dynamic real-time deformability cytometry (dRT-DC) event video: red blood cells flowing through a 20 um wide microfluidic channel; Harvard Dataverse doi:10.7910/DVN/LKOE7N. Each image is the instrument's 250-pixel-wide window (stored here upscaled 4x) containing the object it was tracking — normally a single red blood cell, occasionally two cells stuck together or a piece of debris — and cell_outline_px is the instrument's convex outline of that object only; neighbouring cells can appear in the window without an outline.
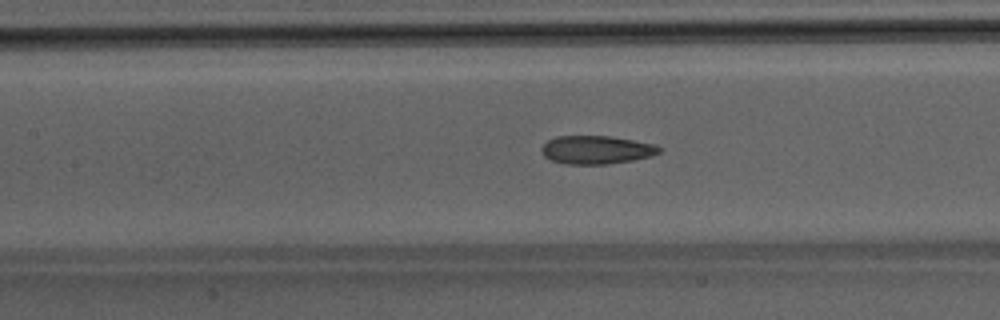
{"species": "Egyptian fruit bat (a non-hibernating species)", "species_latin": "Rousettus aegyptiacus", "temperature_condition": "room temperature", "stored_images_in_passage": 49, "camera_frame_rate_fps": 3000, "um_per_image_px": 0.085, "animal": {"sex": "male"}, "frame": {"image": 1, "passage_image": 23, "time_ms": 7.333, "image_size_px": [1000, 320], "cell_outline_px": [[664, 148], [660, 152], [648, 156], [632, 160], [608, 164], [568, 164], [552, 160], [544, 156], [540, 148], [548, 140], [556, 136], [608, 136], [656, 144]], "centroid_in_image_um": [50.7, 12.73], "position_along_channel_um": 156.7, "area_um2": 19.31}}
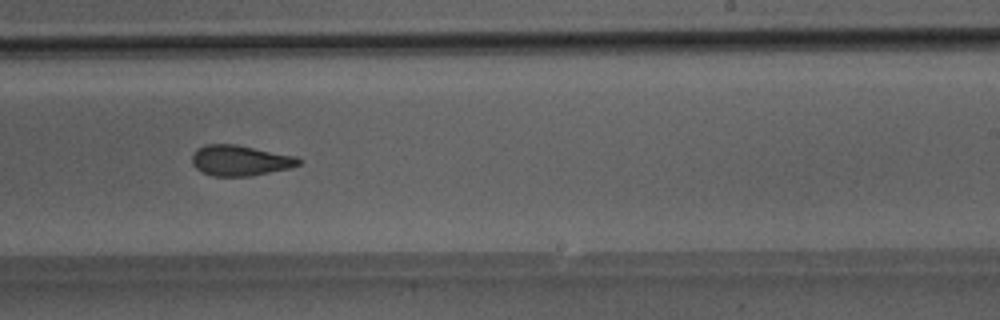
{"frame": {"image": 2, "passage_image": 31, "time_ms": 10.0, "image_size_px": [1000, 320], "cell_outline_px": [[304, 160], [300, 164], [292, 168], [252, 176], [212, 176], [200, 172], [192, 164], [192, 156], [196, 148], [208, 144], [236, 144], [296, 156]], "centroid_in_image_um": [20.43, 13.65], "position_along_channel_um": 268.6, "area_um2": 19.31}}
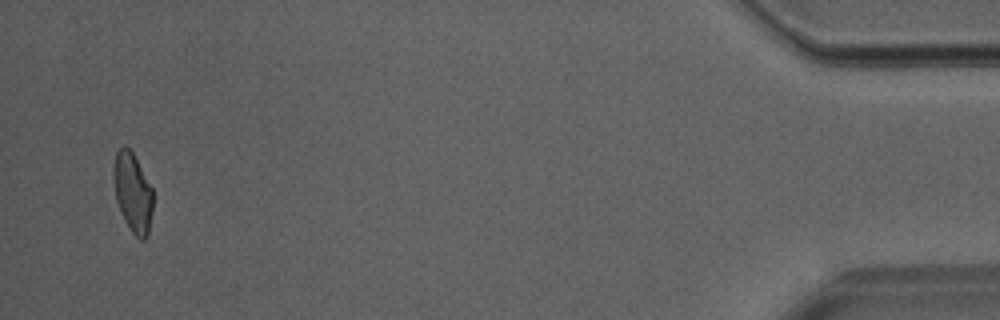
{"frame": {"image": 3, "passage_image": 48, "time_ms": 15.667, "image_size_px": [1000, 320], "cell_outline_px": [[152, 212], [148, 236], [144, 240], [140, 240], [132, 232], [124, 220], [116, 200], [112, 176], [112, 168], [116, 152], [124, 144], [132, 152], [152, 188]], "centroid_in_image_um": [11.26, 16.37], "position_along_channel_um": 423.9, "area_um2": 18.26}}